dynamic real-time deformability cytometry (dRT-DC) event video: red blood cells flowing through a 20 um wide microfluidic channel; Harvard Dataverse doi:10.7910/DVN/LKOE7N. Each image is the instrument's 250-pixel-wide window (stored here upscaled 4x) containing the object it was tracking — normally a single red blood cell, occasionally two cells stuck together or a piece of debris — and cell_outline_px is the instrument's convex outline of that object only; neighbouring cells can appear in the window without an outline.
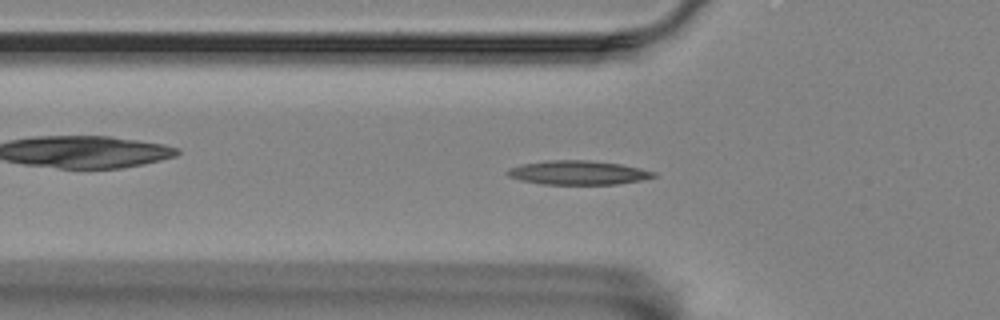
{"species": "Egyptian fruit bat (a non-hibernating species)", "species_latin": "Rousettus aegyptiacus", "temperature_condition": "room temperature", "stored_images_in_passage": 46, "segment_of_instrument_passage": [1, 2], "camera_frame_rate_fps": 3000, "um_per_image_px": 0.085, "animal": {"sex": "female"}, "frame": {"image": 1, "passage_image": 7, "time_ms": 2.0, "image_size_px": [1000, 320], "cell_outline_px": [[656, 176], [640, 180], [616, 184], [544, 184], [520, 180], [508, 176], [504, 172], [508, 168], [520, 164], [544, 160], [588, 160], [620, 164], [640, 168], [656, 172]], "centroid_in_image_um": [49.07, 14.66], "position_along_channel_um": 76.7, "area_um2": 20.52}}
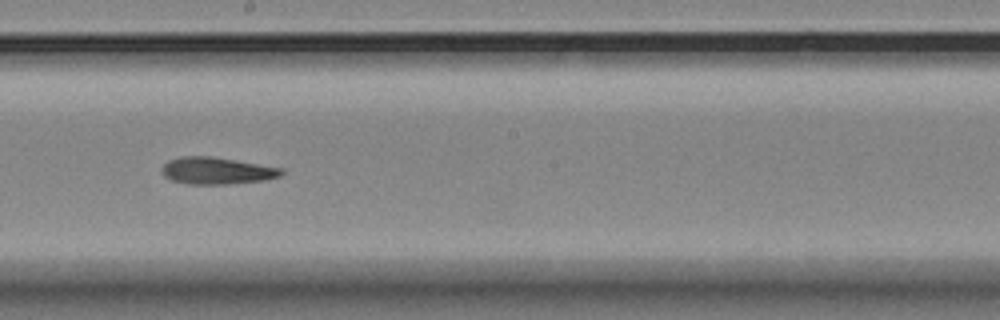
{"frame": {"image": 2, "passage_image": 20, "time_ms": 6.333, "image_size_px": [1000, 320], "cell_outline_px": [[284, 172], [280, 176], [264, 180], [228, 184], [184, 184], [172, 180], [164, 176], [160, 168], [168, 160], [180, 156], [208, 156], [284, 168]], "centroid_in_image_um": [18.39, 14.51], "position_along_channel_um": 229.8, "area_um2": 18.79}}
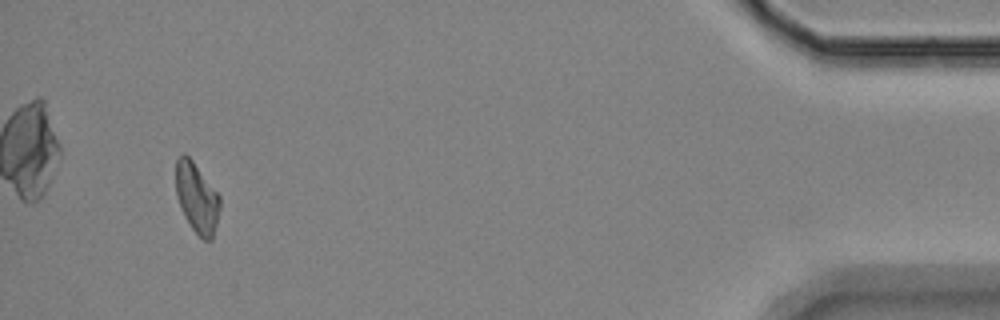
{"frame": {"image": 3, "passage_image": 42, "time_ms": 13.667, "image_size_px": [1000, 320], "cell_outline_px": [[220, 208], [212, 240], [204, 240], [192, 228], [180, 208], [176, 196], [176, 160], [184, 152], [192, 160], [220, 196]], "centroid_in_image_um": [16.72, 16.81], "position_along_channel_um": 418.5, "area_um2": 17.8}}